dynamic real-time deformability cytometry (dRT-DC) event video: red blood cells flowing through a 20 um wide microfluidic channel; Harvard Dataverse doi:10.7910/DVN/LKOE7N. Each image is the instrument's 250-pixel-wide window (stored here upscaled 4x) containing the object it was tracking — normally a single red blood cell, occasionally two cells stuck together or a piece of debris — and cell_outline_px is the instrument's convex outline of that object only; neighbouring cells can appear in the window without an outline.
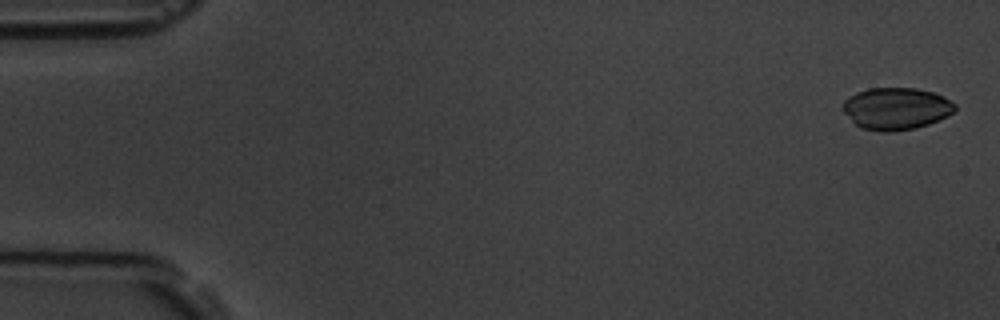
{"species": "common noctule bat (a hibernating species)", "species_latin": "Nyctalus noctula", "temperature_condition": "room temperature", "stored_images_in_passage": 15, "camera_frame_rate_fps": 3000, "um_per_image_px": 0.085, "animal": {"sex": "male", "body_mass_g": 19.5, "forearm_length_mm": 54.6}, "frame": {"image": 1, "passage_image": 1, "time_ms": 0.0, "image_size_px": [1000, 320], "cell_outline_px": [[956, 108], [948, 116], [928, 124], [916, 128], [888, 132], [880, 132], [860, 128], [844, 112], [844, 100], [856, 92], [868, 88], [916, 88], [932, 92], [956, 104]], "centroid_in_image_um": [76.16, 9.23], "position_along_channel_um": 8.8, "area_um2": 27.28}}
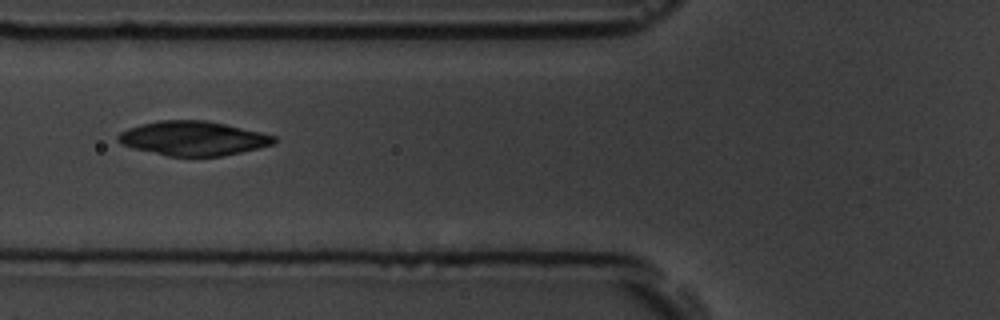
{"frame": {"image": 2, "passage_image": 6, "time_ms": 6.667, "image_size_px": [1000, 320], "cell_outline_px": [[276, 140], [272, 144], [240, 152], [220, 156], [168, 156], [132, 148], [120, 144], [116, 140], [116, 136], [120, 132], [128, 128], [140, 124], [160, 120], [204, 120], [224, 124], [260, 132], [276, 136]], "centroid_in_image_um": [16.34, 11.76], "position_along_channel_um": 109.5, "area_um2": 30.98}}
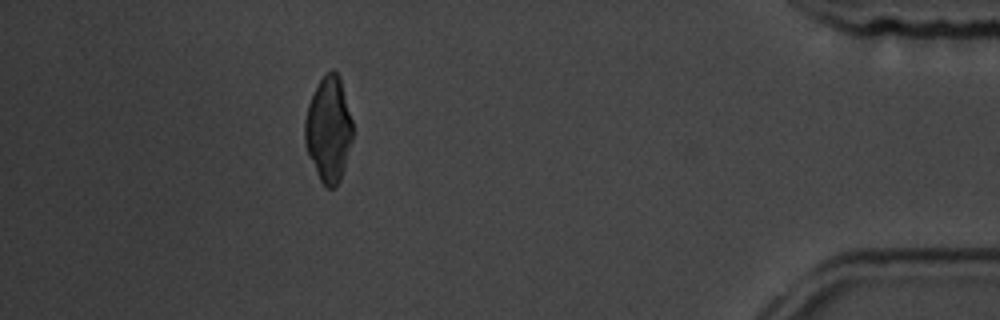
{"frame": {"image": 3, "passage_image": 14, "time_ms": 16.333, "image_size_px": [1000, 320], "cell_outline_px": [[352, 140], [344, 168], [340, 180], [336, 188], [328, 188], [320, 180], [308, 156], [304, 140], [304, 120], [308, 104], [320, 80], [332, 68], [340, 76], [352, 120]], "centroid_in_image_um": [27.92, 11.01], "position_along_channel_um": 407.3, "area_um2": 29.3}}